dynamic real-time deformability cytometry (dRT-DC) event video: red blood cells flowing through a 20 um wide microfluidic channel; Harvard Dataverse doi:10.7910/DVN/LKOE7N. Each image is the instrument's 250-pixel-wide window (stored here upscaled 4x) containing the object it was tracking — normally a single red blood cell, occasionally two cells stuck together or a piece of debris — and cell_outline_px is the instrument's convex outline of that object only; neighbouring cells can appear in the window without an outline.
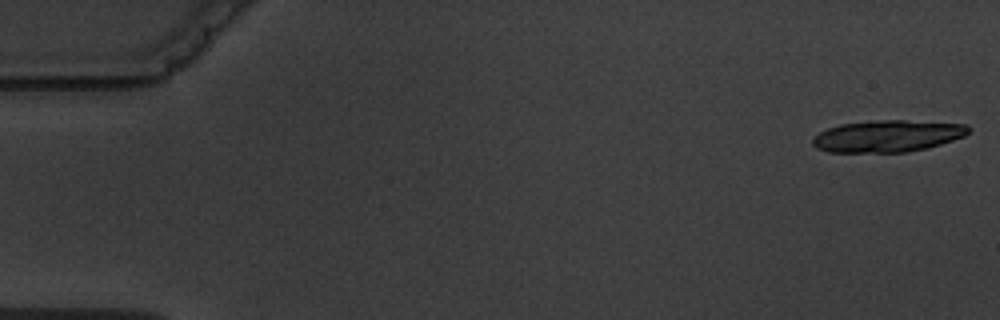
{"species": "common noctule bat (a hibernating species)", "species_latin": "Nyctalus noctula", "temperature_condition": "warm", "stored_images_in_passage": 7, "camera_frame_rate_fps": 3000, "um_per_image_px": 0.085, "animal": {"sex": "male", "body_mass_g": 19.5, "forearm_length_mm": 54.6}, "frame": {"image": 1, "passage_image": 1, "time_ms": 0.0, "image_size_px": [1000, 320], "cell_outline_px": [[972, 128], [964, 136], [928, 148], [908, 152], [828, 152], [816, 148], [812, 144], [812, 140], [820, 132], [828, 128], [840, 124], [872, 120], [904, 120], [968, 124]], "centroid_in_image_um": [75.45, 11.56], "position_along_channel_um": 9.5, "area_um2": 29.02}}
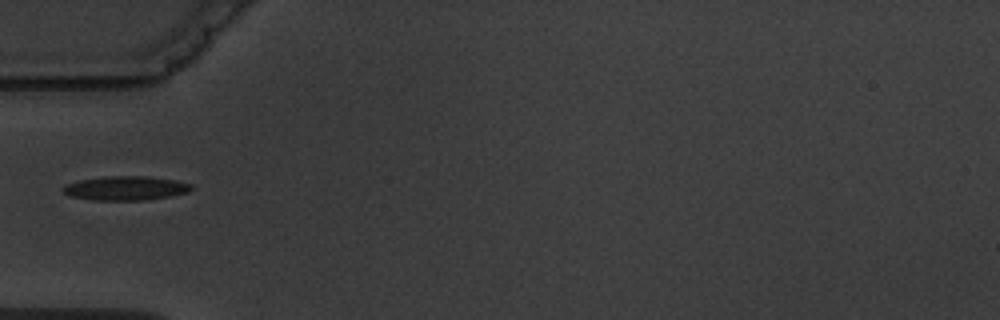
{"frame": {"image": 2, "passage_image": 6, "time_ms": 6.0, "image_size_px": [1000, 320], "cell_outline_px": [[192, 188], [188, 192], [168, 196], [144, 200], [92, 200], [68, 196], [60, 188], [64, 184], [80, 180], [108, 176], [148, 176], [176, 180], [192, 184]], "centroid_in_image_um": [10.64, 15.99], "position_along_channel_um": 74.4, "area_um2": 18.09}}
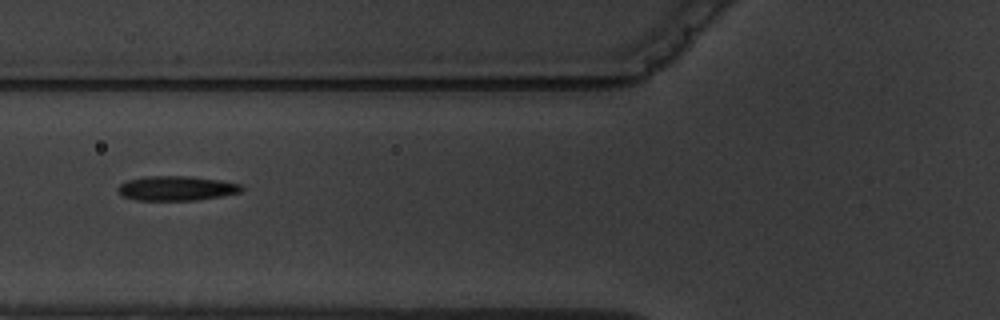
{"frame": {"image": 3, "passage_image": 7, "time_ms": 7.0, "image_size_px": [1000, 320], "cell_outline_px": [[244, 188], [240, 192], [220, 196], [196, 200], [136, 200], [124, 196], [116, 188], [120, 184], [128, 180], [144, 176], [188, 176], [220, 180], [240, 184]], "centroid_in_image_um": [14.99, 16.0], "position_along_channel_um": 110.8, "area_um2": 17.57}}